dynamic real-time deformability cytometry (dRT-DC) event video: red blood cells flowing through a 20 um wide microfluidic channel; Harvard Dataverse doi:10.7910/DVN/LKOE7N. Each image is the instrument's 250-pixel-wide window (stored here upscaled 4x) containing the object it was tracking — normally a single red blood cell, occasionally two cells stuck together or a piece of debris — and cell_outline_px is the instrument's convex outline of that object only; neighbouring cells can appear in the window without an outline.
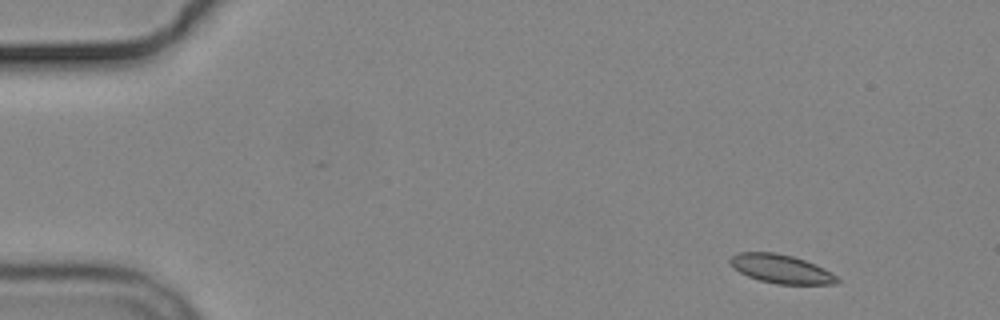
{"species": "common noctule bat (a hibernating species)", "species_latin": "Nyctalus noctula", "temperature_condition": "cold", "stored_images_in_passage": 4, "camera_frame_rate_fps": 3000, "um_per_image_px": 0.085, "animal": {"sex": "male", "body_mass_g": 19.2, "forearm_length_mm": 51.8}, "frame": {"image": 1, "passage_image": 1, "time_ms": 0.0, "image_size_px": [1000, 320], "cell_outline_px": [[840, 280], [836, 284], [776, 284], [760, 280], [748, 276], [732, 268], [728, 260], [732, 256], [740, 252], [776, 252], [792, 256], [804, 260], [824, 268], [832, 272]], "centroid_in_image_um": [66.38, 22.85], "position_along_channel_um": 18.6, "area_um2": 17.92}}
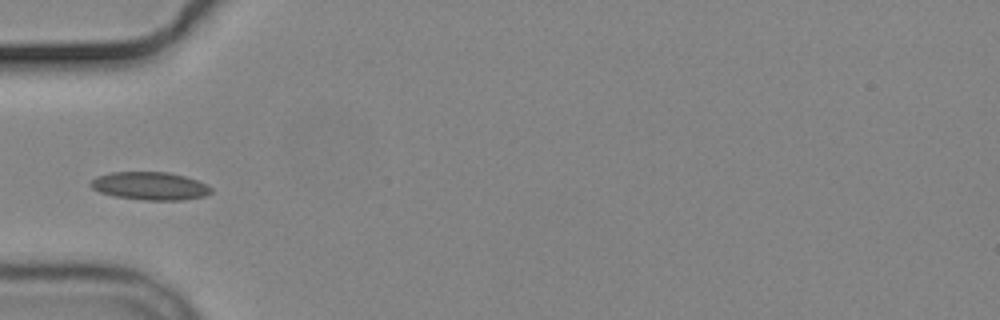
{"frame": {"image": 2, "passage_image": 4, "time_ms": 4.333, "image_size_px": [1000, 320], "cell_outline_px": [[212, 192], [204, 196], [184, 200], [144, 200], [112, 196], [100, 192], [92, 188], [92, 180], [96, 176], [112, 172], [168, 172], [184, 176], [208, 184], [212, 188]], "centroid_in_image_um": [12.77, 15.81], "position_along_channel_um": 72.2, "area_um2": 19.65}}